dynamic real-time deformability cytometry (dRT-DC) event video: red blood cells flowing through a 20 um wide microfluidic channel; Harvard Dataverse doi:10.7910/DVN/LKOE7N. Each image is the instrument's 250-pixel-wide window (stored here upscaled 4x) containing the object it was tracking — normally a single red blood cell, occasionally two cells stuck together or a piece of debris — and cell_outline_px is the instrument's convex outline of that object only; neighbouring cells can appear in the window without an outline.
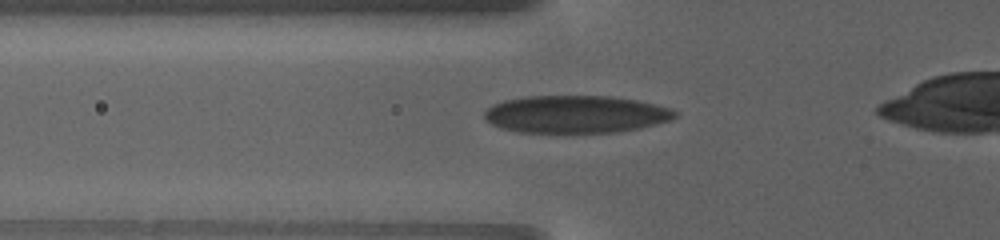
{"species": "human", "species_latin": "Homo sapiens", "temperature_condition": "warm", "stored_images_in_passage": 33, "camera_frame_rate_fps": 3000, "um_per_image_px": 0.085, "donor": {"sex": "female"}, "frame": {"image": 1, "passage_image": 4, "time_ms": 1.667, "image_size_px": [1000, 240], "cell_outline_px": [[680, 112], [672, 120], [640, 128], [616, 132], [516, 132], [500, 128], [484, 120], [484, 112], [492, 104], [504, 100], [524, 96], [612, 96], [636, 100], [668, 108]], "centroid_in_image_um": [48.91, 9.71], "position_along_channel_um": 76.9, "area_um2": 41.79}}
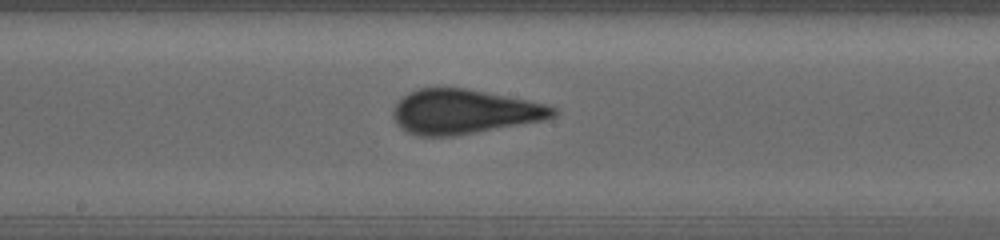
{"frame": {"image": 2, "passage_image": 14, "time_ms": 6.333, "image_size_px": [1000, 240], "cell_outline_px": [[560, 112], [556, 116], [544, 120], [476, 132], [452, 136], [416, 136], [400, 128], [396, 124], [392, 116], [392, 112], [396, 104], [408, 92], [420, 88], [464, 88], [528, 100], [548, 104], [556, 108]], "centroid_in_image_um": [39.45, 9.5], "position_along_channel_um": 208.7, "area_um2": 41.5}}
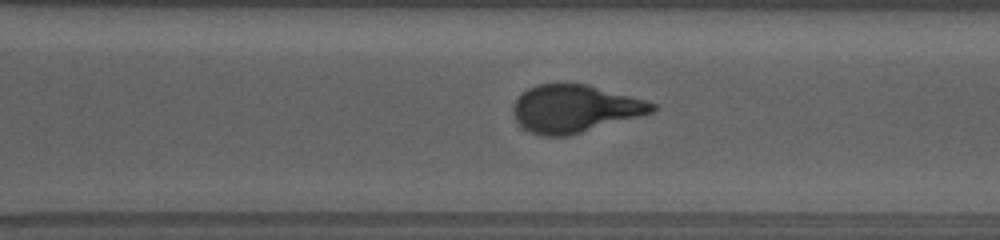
{"frame": {"image": 3, "passage_image": 23, "time_ms": 10.333, "image_size_px": [1000, 240], "cell_outline_px": [[660, 108], [652, 112], [568, 136], [540, 136], [528, 132], [516, 120], [512, 112], [512, 108], [516, 100], [528, 88], [540, 84], [556, 80], [564, 80], [588, 84], [644, 100], [656, 104]], "centroid_in_image_um": [48.81, 9.2], "position_along_channel_um": 321.8, "area_um2": 38.96}}